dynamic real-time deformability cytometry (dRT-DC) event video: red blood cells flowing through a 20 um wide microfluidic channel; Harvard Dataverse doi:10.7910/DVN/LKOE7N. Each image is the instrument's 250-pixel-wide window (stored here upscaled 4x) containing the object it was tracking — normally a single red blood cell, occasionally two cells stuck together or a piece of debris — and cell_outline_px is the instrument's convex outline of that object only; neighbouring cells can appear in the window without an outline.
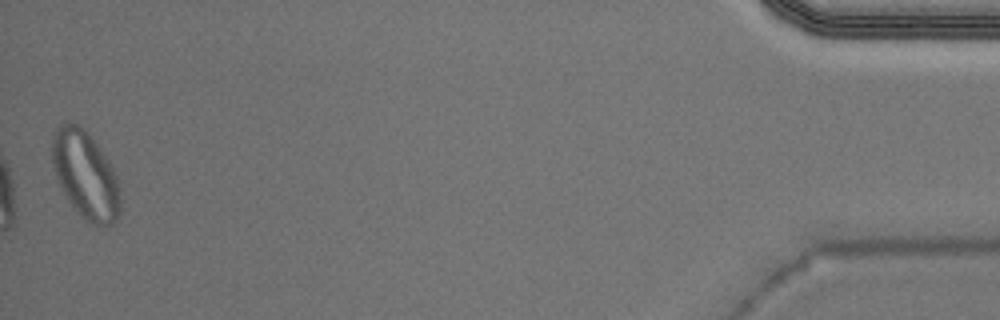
{"species": "Egyptian fruit bat (a non-hibernating species)", "species_latin": "Rousettus aegyptiacus", "temperature_condition": "warm", "stored_images_in_passage": 37, "camera_frame_rate_fps": 3000, "um_per_image_px": 0.085, "animal": {"sex": "male"}, "frame": {"image": 1, "passage_image": 37, "time_ms": 12.0, "image_size_px": [1000, 320], "cell_outline_px": [[120, 212], [116, 220], [112, 224], [92, 224], [84, 220], [76, 212], [68, 200], [56, 176], [52, 160], [52, 136], [56, 128], [64, 124], [76, 124], [84, 128], [108, 160], [116, 176], [120, 196]], "centroid_in_image_um": [7.26, 14.89], "position_along_channel_um": 427.9, "area_um2": 34.22}, "authors_computed_cell_mechanics": {"area_um2": 18.5538, "velocity_mm_per_s": 3.9541, "shape_relaxation_time_tau1_ms": 4.7251, "shape_relaxation_time_tau2_ms": 1.4194, "deformation_change_tau1": 0.163, "deformation_change_tau2": 0.0671}}